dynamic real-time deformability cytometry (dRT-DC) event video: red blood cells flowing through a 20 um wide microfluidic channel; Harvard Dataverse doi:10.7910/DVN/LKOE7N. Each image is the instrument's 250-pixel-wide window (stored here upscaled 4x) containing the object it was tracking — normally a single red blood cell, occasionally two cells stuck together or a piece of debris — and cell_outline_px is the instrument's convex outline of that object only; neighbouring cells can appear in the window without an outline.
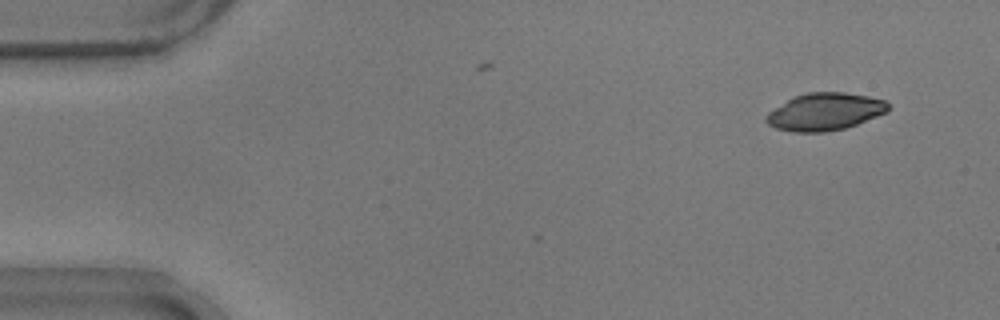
{"species": "common noctule bat (a hibernating species)", "species_latin": "Nyctalus noctula", "temperature_condition": "warm", "stored_images_in_passage": 4, "camera_frame_rate_fps": 3000, "um_per_image_px": 0.085, "animal": {"sex": "male", "body_mass_g": 17.9}, "frame": {"image": 1, "passage_image": 1, "time_ms": 0.0, "image_size_px": [1000, 320], "cell_outline_px": [[888, 108], [884, 112], [876, 116], [856, 124], [844, 128], [824, 132], [792, 132], [776, 128], [768, 124], [764, 120], [764, 116], [768, 112], [788, 100], [796, 96], [808, 92], [844, 92], [868, 96], [884, 100], [888, 104]], "centroid_in_image_um": [70.06, 9.5], "position_along_channel_um": 14.9, "area_um2": 26.24}}